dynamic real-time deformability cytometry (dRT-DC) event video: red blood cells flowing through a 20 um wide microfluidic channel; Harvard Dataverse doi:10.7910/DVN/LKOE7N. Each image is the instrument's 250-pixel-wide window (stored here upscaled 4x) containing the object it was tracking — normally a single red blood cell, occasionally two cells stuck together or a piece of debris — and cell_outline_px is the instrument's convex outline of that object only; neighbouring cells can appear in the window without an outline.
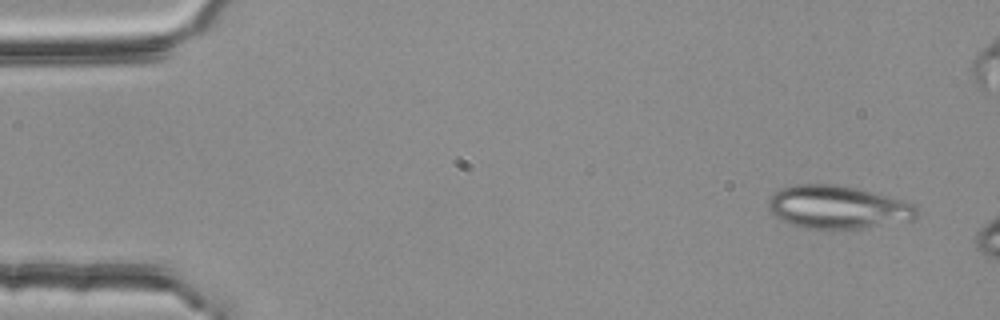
{"species": "common noctule bat (a hibernating species)", "species_latin": "Nyctalus noctula", "temperature_condition": "room temperature", "stored_images_in_passage": 52, "camera_frame_rate_fps": 3000, "um_per_image_px": 0.085, "animal": {"sex": "female", "body_mass_g": 25.1}, "frame": {"image": 1, "passage_image": 1, "time_ms": 0.0, "image_size_px": [1000, 320], "cell_outline_px": [[916, 216], [912, 220], [860, 228], [804, 228], [780, 220], [768, 208], [768, 200], [780, 188], [796, 184], [836, 184], [856, 188], [916, 204]], "centroid_in_image_um": [71.17, 17.6], "position_along_channel_um": 13.8, "area_um2": 36.76}}
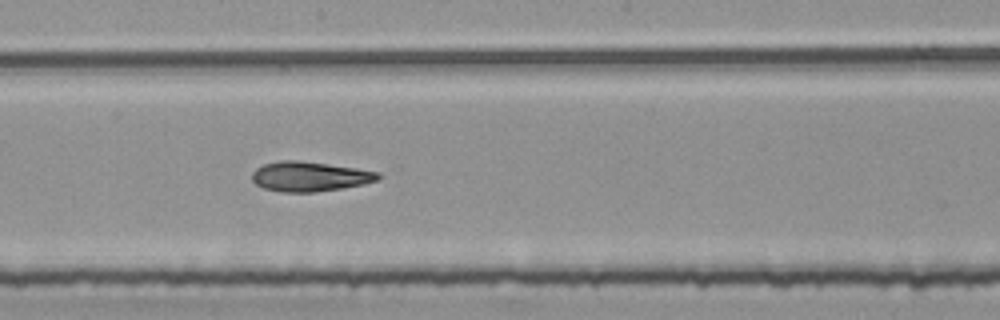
{"frame": {"image": 2, "passage_image": 27, "time_ms": 8.667, "image_size_px": [1000, 320], "cell_outline_px": [[380, 176], [376, 180], [364, 184], [316, 192], [280, 192], [264, 188], [256, 184], [252, 180], [252, 172], [256, 168], [264, 164], [280, 160], [300, 160], [356, 168], [380, 172]], "centroid_in_image_um": [26.29, 14.99], "position_along_channel_um": 221.9, "area_um2": 21.85}}
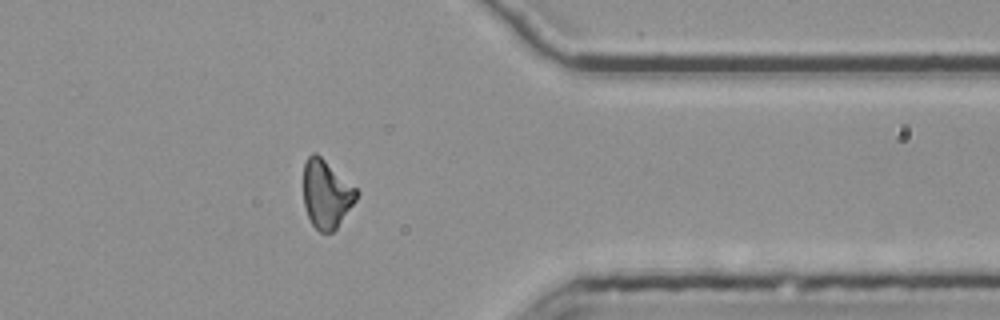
{"frame": {"image": 3, "passage_image": 41, "time_ms": 13.333, "image_size_px": [1000, 320], "cell_outline_px": [[360, 192], [356, 200], [336, 228], [332, 232], [320, 232], [312, 224], [308, 216], [304, 204], [304, 164], [308, 156], [312, 152], [316, 152], [356, 188]], "centroid_in_image_um": [27.74, 16.48], "position_along_channel_um": 383.7, "area_um2": 20.87}, "authors_computed_cell_mechanics": {"area_um2": 21.8484, "velocity_mm_per_s": 3.7724, "shape_relaxation_time_tau1_ms": 9.3382, "shape_relaxation_time_tau2_ms": 4.6484, "deformation_change_tau1": 0.2184, "deformation_change_tau2": 0.1329}}